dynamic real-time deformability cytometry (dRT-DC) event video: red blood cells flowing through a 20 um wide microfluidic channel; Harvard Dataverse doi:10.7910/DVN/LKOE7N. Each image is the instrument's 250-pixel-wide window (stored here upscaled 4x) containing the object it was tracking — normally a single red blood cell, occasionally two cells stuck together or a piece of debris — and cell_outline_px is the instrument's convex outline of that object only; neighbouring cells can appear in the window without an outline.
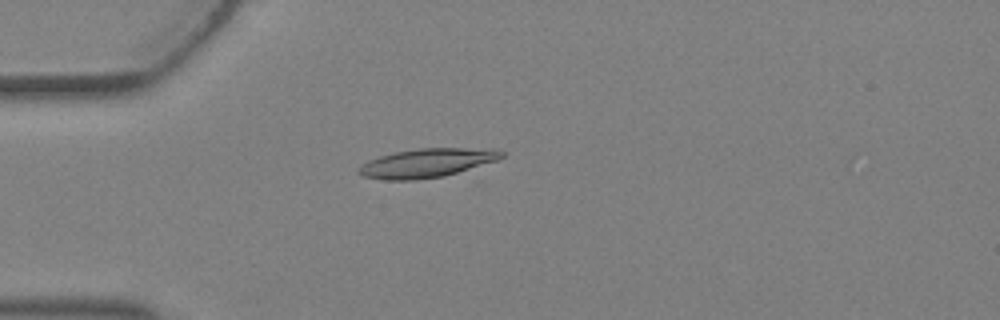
{"species": "Egyptian fruit bat (a non-hibernating species)", "species_latin": "Rousettus aegyptiacus", "temperature_condition": "warm", "stored_images_in_passage": 4, "camera_frame_rate_fps": 3000, "um_per_image_px": 0.085, "animal": {"sex": "female"}, "frame": {"image": 1, "passage_image": 4, "time_ms": 1.0, "image_size_px": [1000, 320], "cell_outline_px": [[504, 156], [496, 160], [444, 176], [416, 180], [384, 180], [364, 176], [360, 172], [360, 164], [368, 160], [380, 156], [396, 152], [420, 148], [492, 148], [504, 152]], "centroid_in_image_um": [36.29, 13.85], "position_along_channel_um": 48.7, "area_um2": 23.76}}